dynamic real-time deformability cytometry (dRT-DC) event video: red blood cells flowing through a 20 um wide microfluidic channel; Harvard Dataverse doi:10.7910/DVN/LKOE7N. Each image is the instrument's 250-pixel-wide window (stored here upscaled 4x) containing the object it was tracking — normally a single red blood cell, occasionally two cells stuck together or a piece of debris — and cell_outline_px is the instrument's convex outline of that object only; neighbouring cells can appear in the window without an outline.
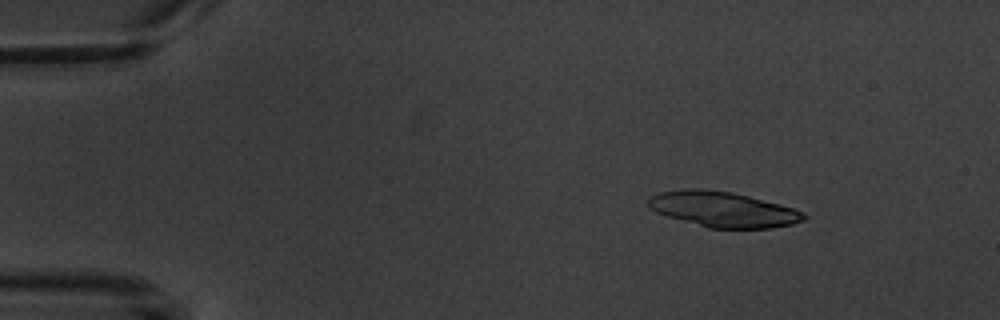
{"species": "common noctule bat (a hibernating species)", "species_latin": "Nyctalus noctula", "temperature_condition": "warm", "stored_images_in_passage": 5, "camera_frame_rate_fps": 3000, "um_per_image_px": 0.085, "animal": {"sex": "male", "body_mass_g": 20.1, "forearm_length_mm": 53.5}, "frame": {"image": 1, "passage_image": 3, "time_ms": 2.333, "image_size_px": [1000, 320], "cell_outline_px": [[808, 216], [804, 220], [792, 224], [772, 228], [708, 228], [668, 216], [656, 212], [648, 204], [648, 200], [652, 196], [660, 192], [688, 188], [704, 188], [732, 192], [780, 204], [804, 212]], "centroid_in_image_um": [61.48, 17.79], "position_along_channel_um": 23.5, "area_um2": 31.91}}